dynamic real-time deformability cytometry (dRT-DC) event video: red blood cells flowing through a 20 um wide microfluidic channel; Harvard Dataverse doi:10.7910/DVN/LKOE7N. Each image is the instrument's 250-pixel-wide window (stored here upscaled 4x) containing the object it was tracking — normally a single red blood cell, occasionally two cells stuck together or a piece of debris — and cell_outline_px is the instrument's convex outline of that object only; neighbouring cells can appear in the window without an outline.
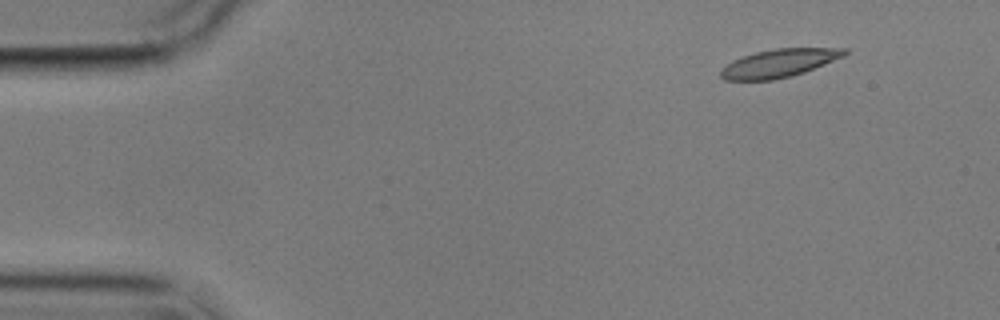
{"species": "common noctule bat (a hibernating species)", "species_latin": "Nyctalus noctula", "temperature_condition": "cold", "stored_images_in_passage": 5, "camera_frame_rate_fps": 3000, "um_per_image_px": 0.085, "animal": {"sex": "male", "body_mass_g": 17.9}, "frame": {"image": 1, "passage_image": 2, "time_ms": 1.0, "image_size_px": [1000, 320], "cell_outline_px": [[848, 52], [844, 56], [804, 72], [772, 80], [724, 80], [720, 76], [720, 68], [732, 60], [756, 52], [776, 48], [848, 48]], "centroid_in_image_um": [66.19, 5.36], "position_along_channel_um": 18.8, "area_um2": 20.17}}
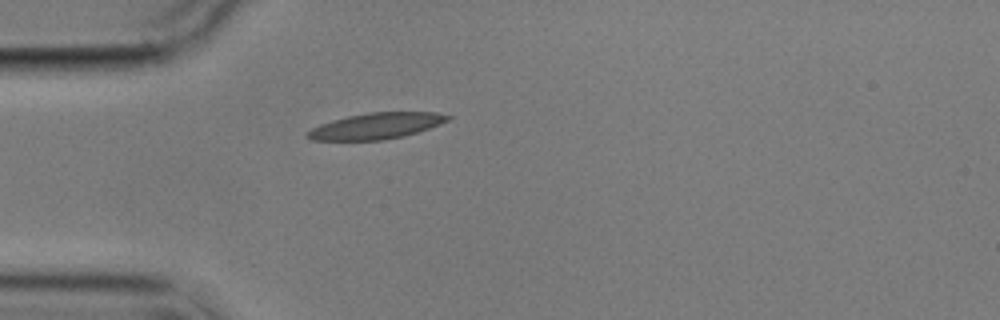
{"frame": {"image": 2, "passage_image": 5, "time_ms": 4.333, "image_size_px": [1000, 320], "cell_outline_px": [[452, 116], [448, 120], [440, 124], [404, 136], [380, 140], [308, 140], [304, 136], [312, 128], [320, 124], [332, 120], [348, 116], [368, 112], [436, 112]], "centroid_in_image_um": [31.95, 10.7], "position_along_channel_um": 53.1, "area_um2": 21.21}}